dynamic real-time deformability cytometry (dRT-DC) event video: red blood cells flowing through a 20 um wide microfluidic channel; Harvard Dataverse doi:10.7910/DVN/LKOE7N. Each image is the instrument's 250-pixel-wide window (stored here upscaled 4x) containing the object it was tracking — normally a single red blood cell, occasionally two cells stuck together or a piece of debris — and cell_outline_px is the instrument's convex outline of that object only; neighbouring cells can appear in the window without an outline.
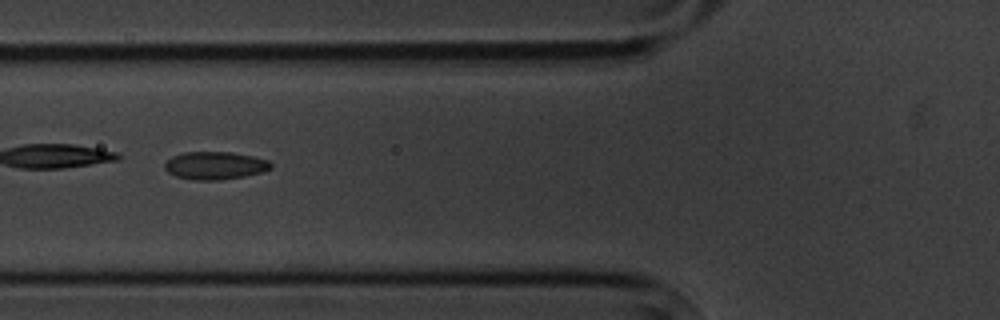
{"species": "common noctule bat (a hibernating species)", "species_latin": "Nyctalus noctula", "temperature_condition": "cold", "stored_images_in_passage": 14, "camera_frame_rate_fps": 3000, "um_per_image_px": 0.085, "animal": {"sex": "male", "body_mass_g": 20.1, "forearm_length_mm": 53.5}, "frame": {"image": 1, "passage_image": 5, "time_ms": 5.667, "image_size_px": [1000, 320], "cell_outline_px": [[272, 168], [260, 172], [244, 176], [220, 180], [196, 180], [176, 176], [168, 172], [164, 168], [164, 164], [172, 156], [184, 152], [232, 152], [252, 156], [268, 160], [272, 164]], "centroid_in_image_um": [18.27, 14.06], "position_along_channel_um": 107.5, "area_um2": 17.11}}
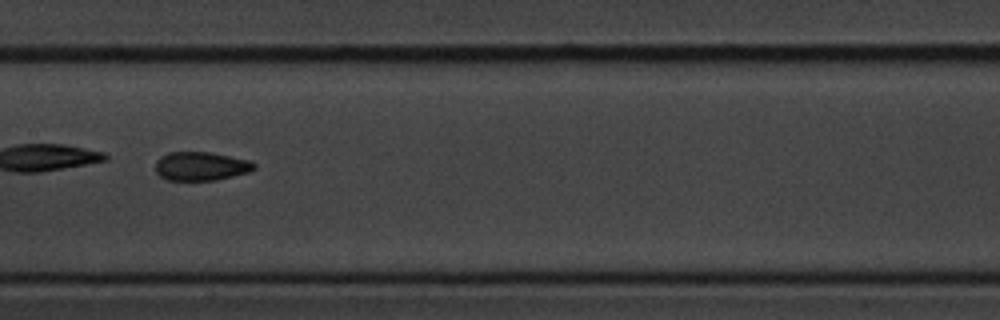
{"frame": {"image": 2, "passage_image": 7, "time_ms": 8.0, "image_size_px": [1000, 320], "cell_outline_px": [[256, 168], [248, 172], [216, 180], [168, 180], [160, 176], [156, 172], [156, 160], [160, 156], [168, 152], [208, 152], [248, 160], [256, 164]], "centroid_in_image_um": [17.05, 14.12], "position_along_channel_um": 190.4, "area_um2": 16.42}, "authors_computed_cell_mechanics": {"area_um2": 17.2244, "velocity_mm_per_s": 3.5235, "shape_relaxation_time_tau1_ms": 8.8702, "shape_relaxation_time_tau2_ms": 1.5165, "deformation_change_tau1": 0.1422, "deformation_change_tau2": 0.0578}}